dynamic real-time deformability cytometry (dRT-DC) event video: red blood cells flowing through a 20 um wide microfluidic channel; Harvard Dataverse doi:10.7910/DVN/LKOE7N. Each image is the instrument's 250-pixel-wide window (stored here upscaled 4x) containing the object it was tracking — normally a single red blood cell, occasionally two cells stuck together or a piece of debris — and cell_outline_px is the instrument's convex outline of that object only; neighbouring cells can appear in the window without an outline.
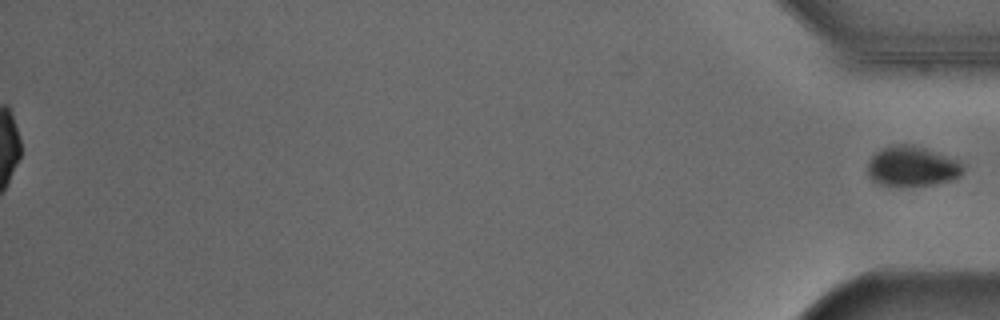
{"species": "Egyptian fruit bat (a non-hibernating species)", "species_latin": "Rousettus aegyptiacus", "temperature_condition": "cold", "stored_images_in_passage": 54, "segment_of_instrument_passage": [2, 2], "camera_frame_rate_fps": 3000, "um_per_image_px": 0.085, "animal": {"sex": "male"}, "frame": {"image": 1, "passage_image": 54, "time_ms": 17.667, "image_size_px": [1000, 320], "cell_outline_px": [[964, 172], [960, 176], [952, 180], [932, 184], [900, 188], [896, 188], [880, 184], [872, 180], [868, 172], [868, 164], [872, 156], [880, 148], [888, 144], [912, 144], [928, 148], [960, 160], [964, 168]], "centroid_in_image_um": [77.54, 14.14], "position_along_channel_um": 357.7, "area_um2": 23.12}}